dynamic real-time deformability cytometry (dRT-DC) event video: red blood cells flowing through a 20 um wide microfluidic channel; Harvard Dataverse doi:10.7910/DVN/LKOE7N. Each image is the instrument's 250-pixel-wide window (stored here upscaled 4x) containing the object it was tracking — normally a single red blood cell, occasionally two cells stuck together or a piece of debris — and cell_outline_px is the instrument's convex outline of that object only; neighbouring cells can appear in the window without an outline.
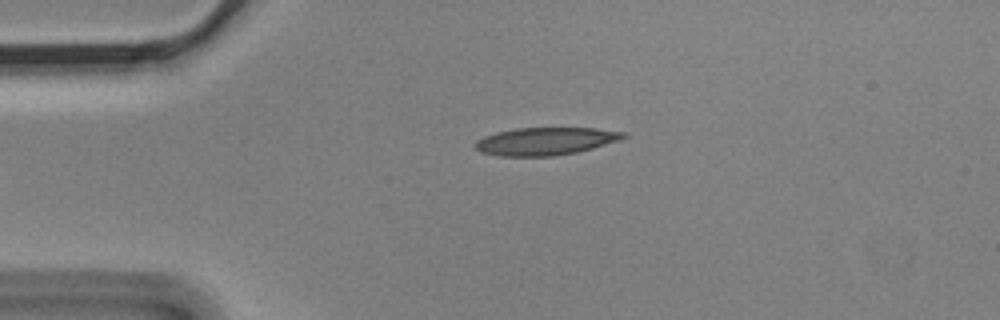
{"species": "Egyptian fruit bat (a non-hibernating species)", "species_latin": "Rousettus aegyptiacus", "temperature_condition": "cold", "stored_images_in_passage": 5, "camera_frame_rate_fps": 3000, "um_per_image_px": 0.085, "animal": {"sex": "male"}, "frame": {"image": 1, "passage_image": 5, "time_ms": 1.333, "image_size_px": [1000, 320], "cell_outline_px": [[628, 136], [620, 140], [592, 148], [576, 152], [552, 156], [500, 156], [480, 152], [472, 144], [476, 140], [484, 136], [496, 132], [516, 128], [596, 128], [624, 132]], "centroid_in_image_um": [46.33, 12.0], "position_along_channel_um": 38.7, "area_um2": 23.93}}